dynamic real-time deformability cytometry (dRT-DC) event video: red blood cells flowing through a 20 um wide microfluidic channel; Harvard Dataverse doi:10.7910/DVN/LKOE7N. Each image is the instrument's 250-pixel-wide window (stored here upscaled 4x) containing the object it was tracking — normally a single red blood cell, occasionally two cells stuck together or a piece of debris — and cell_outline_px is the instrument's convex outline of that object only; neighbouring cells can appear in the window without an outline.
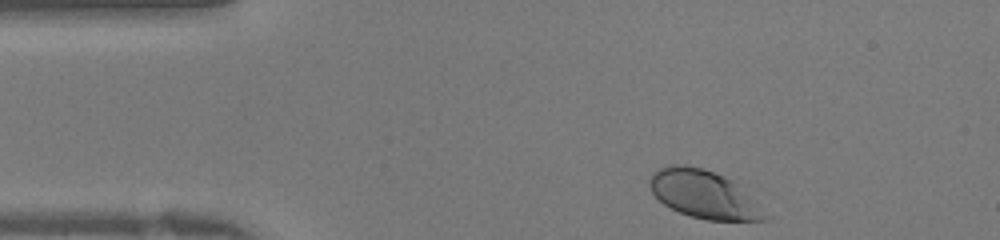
{"species": "human", "species_latin": "Homo sapiens", "temperature_condition": "warm", "stored_images_in_passage": 37, "camera_frame_rate_fps": 3000, "um_per_image_px": 0.085, "donor": {"sex": "female"}, "frame": {"image": 1, "passage_image": 1, "time_ms": 0.0, "image_size_px": [1000, 240], "cell_outline_px": [[768, 220], [708, 220], [688, 216], [664, 204], [652, 192], [648, 184], [648, 180], [652, 172], [660, 168], [672, 164], [684, 164], [700, 168], [724, 176], [732, 180], [756, 200], [768, 216]], "centroid_in_image_um": [59.81, 16.52], "position_along_channel_um": 25.2, "area_um2": 32.08}}
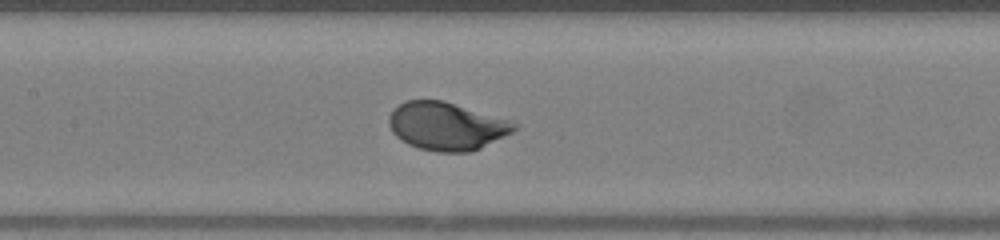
{"frame": {"image": 2, "passage_image": 14, "time_ms": 4.333, "image_size_px": [1000, 240], "cell_outline_px": [[520, 128], [472, 152], [436, 152], [420, 148], [408, 144], [400, 140], [392, 132], [388, 124], [388, 116], [404, 100], [444, 100], [508, 120], [520, 124]], "centroid_in_image_um": [37.95, 10.73], "position_along_channel_um": 169.4, "area_um2": 35.03}}
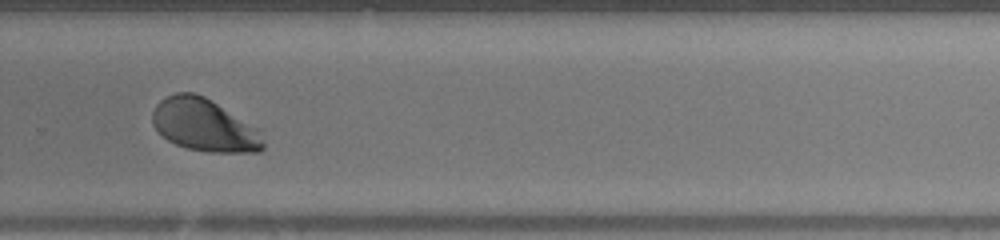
{"frame": {"image": 3, "passage_image": 23, "time_ms": 7.333, "image_size_px": [1000, 240], "cell_outline_px": [[264, 148], [260, 152], [208, 152], [188, 148], [176, 144], [168, 140], [152, 124], [152, 112], [156, 104], [160, 100], [176, 92], [192, 92], [204, 96], [264, 128]], "centroid_in_image_um": [17.47, 10.63], "position_along_channel_um": 312.3, "area_um2": 34.74}}